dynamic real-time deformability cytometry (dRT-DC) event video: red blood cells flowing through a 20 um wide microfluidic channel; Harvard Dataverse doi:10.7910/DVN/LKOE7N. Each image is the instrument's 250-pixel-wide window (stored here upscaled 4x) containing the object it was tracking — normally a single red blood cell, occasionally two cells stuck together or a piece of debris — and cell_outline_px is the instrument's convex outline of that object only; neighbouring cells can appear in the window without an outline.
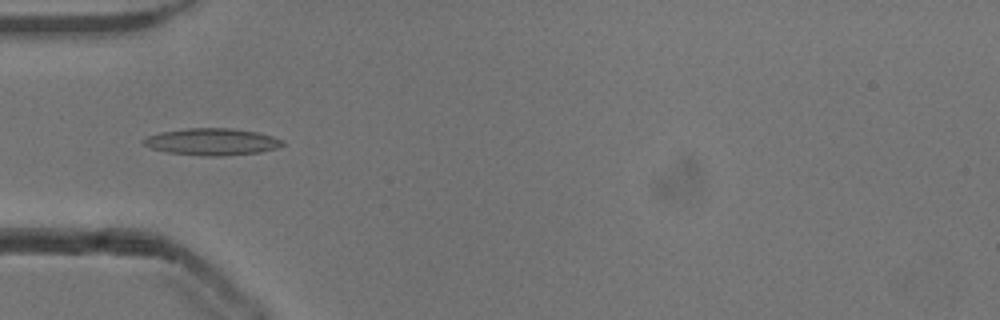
{"species": "common noctule bat (a hibernating species)", "species_latin": "Nyctalus noctula", "temperature_condition": "cold", "stored_images_in_passage": 40, "camera_frame_rate_fps": 3000, "um_per_image_px": 0.085, "animal": {"sex": "male", "body_mass_g": 13.3}, "frame": {"image": 1, "passage_image": 4, "time_ms": 1.0, "image_size_px": [1000, 320], "cell_outline_px": [[284, 144], [276, 148], [260, 152], [220, 156], [204, 156], [168, 152], [152, 148], [144, 144], [140, 140], [148, 136], [160, 132], [188, 128], [232, 128], [256, 132], [272, 136], [280, 140]], "centroid_in_image_um": [17.99, 12.05], "position_along_channel_um": 67.0, "area_um2": 21.56}}
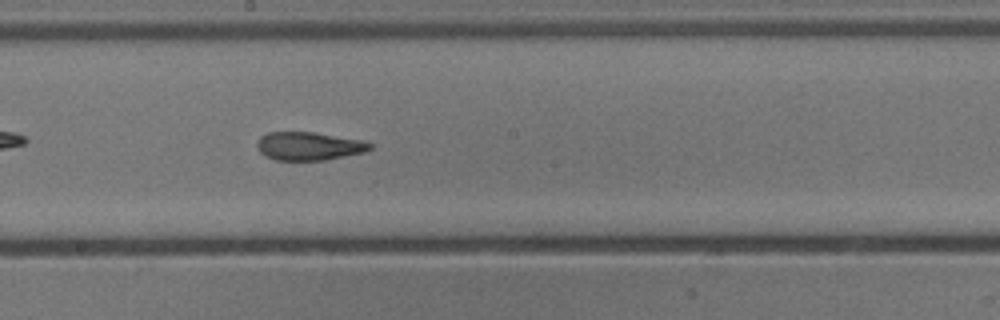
{"frame": {"image": 2, "passage_image": 16, "time_ms": 5.0, "image_size_px": [1000, 320], "cell_outline_px": [[372, 148], [364, 152], [324, 160], [276, 160], [260, 152], [256, 144], [260, 136], [268, 132], [312, 132], [360, 140], [372, 144]], "centroid_in_image_um": [26.23, 12.41], "position_along_channel_um": 222.0, "area_um2": 18.32}}
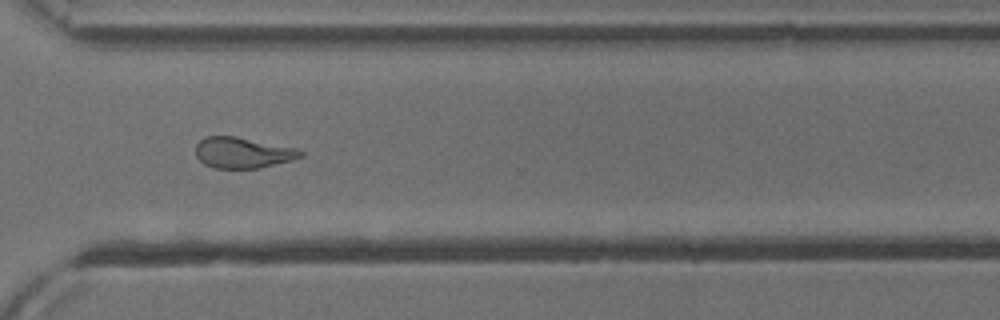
{"frame": {"image": 3, "passage_image": 26, "time_ms": 8.333, "image_size_px": [1000, 320], "cell_outline_px": [[304, 156], [292, 160], [260, 168], [216, 168], [204, 164], [196, 156], [196, 144], [204, 136], [236, 136], [296, 148], [304, 152]], "centroid_in_image_um": [20.64, 12.97], "position_along_channel_um": 350.0, "area_um2": 18.9}, "authors_computed_cell_mechanics": {"area_um2": 19.4208, "velocity_mm_per_s": 3.8485, "shape_relaxation_time_tau1_ms": null, "shape_relaxation_time_tau2_ms": 2.7041, "deformation_change_tau1": null, "deformation_change_tau2": 0.1139}}